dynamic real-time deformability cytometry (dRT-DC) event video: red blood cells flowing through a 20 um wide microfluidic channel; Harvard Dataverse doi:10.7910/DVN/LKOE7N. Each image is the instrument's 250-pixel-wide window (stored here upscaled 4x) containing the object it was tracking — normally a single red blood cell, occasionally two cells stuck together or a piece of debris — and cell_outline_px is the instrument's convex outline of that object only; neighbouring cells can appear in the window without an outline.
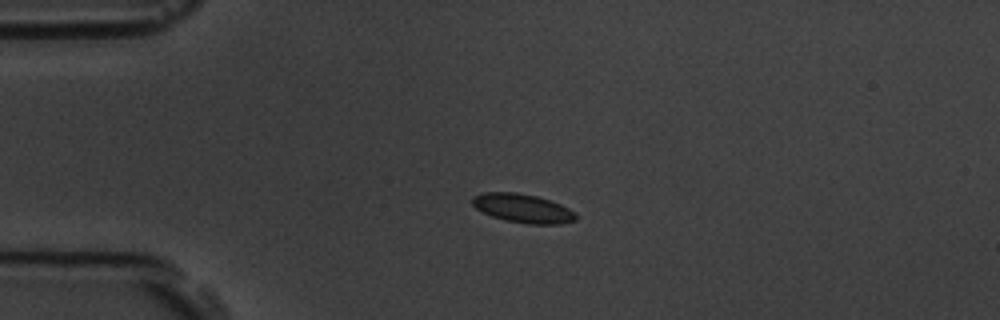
{"species": "common noctule bat (a hibernating species)", "species_latin": "Nyctalus noctula", "temperature_condition": "room temperature", "stored_images_in_passage": 5, "camera_frame_rate_fps": 3000, "um_per_image_px": 0.085, "animal": {"sex": "male", "body_mass_g": 19.5, "forearm_length_mm": 54.6}, "frame": {"image": 1, "passage_image": 4, "time_ms": 3.333, "image_size_px": [1000, 320], "cell_outline_px": [[576, 220], [560, 224], [528, 224], [504, 220], [492, 216], [476, 208], [472, 204], [472, 196], [480, 192], [516, 192], [536, 196], [560, 204], [576, 212]], "centroid_in_image_um": [44.42, 17.7], "position_along_channel_um": 40.6, "area_um2": 17.4}}